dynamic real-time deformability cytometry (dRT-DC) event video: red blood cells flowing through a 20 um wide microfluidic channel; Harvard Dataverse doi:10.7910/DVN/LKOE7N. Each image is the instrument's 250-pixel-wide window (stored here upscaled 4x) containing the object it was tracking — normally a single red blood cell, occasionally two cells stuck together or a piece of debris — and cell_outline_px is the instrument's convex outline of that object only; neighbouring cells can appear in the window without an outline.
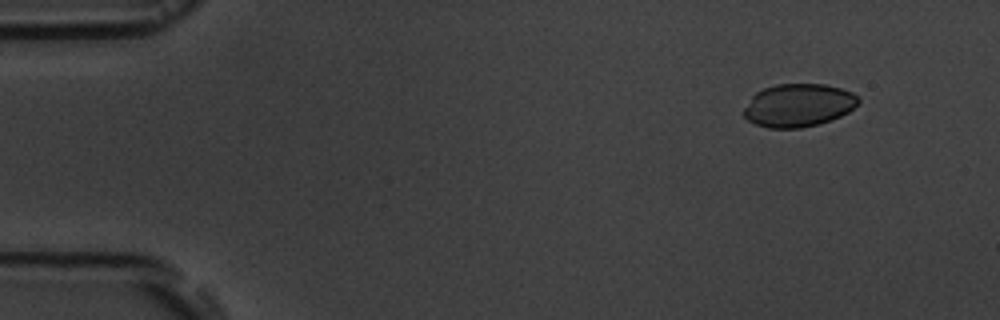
{"species": "common noctule bat (a hibernating species)", "species_latin": "Nyctalus noctula", "temperature_condition": "room temperature", "stored_images_in_passage": 5, "camera_frame_rate_fps": 3000, "um_per_image_px": 0.085, "animal": {"sex": "male", "body_mass_g": 19.5, "forearm_length_mm": 54.6}, "frame": {"image": 1, "passage_image": 1, "time_ms": 0.0, "image_size_px": [1000, 320], "cell_outline_px": [[860, 100], [848, 112], [840, 116], [816, 124], [800, 128], [768, 128], [756, 124], [748, 120], [744, 116], [744, 108], [752, 96], [756, 92], [764, 88], [776, 84], [824, 84], [840, 88], [852, 92]], "centroid_in_image_um": [67.84, 8.94], "position_along_channel_um": 17.2, "area_um2": 28.44}}